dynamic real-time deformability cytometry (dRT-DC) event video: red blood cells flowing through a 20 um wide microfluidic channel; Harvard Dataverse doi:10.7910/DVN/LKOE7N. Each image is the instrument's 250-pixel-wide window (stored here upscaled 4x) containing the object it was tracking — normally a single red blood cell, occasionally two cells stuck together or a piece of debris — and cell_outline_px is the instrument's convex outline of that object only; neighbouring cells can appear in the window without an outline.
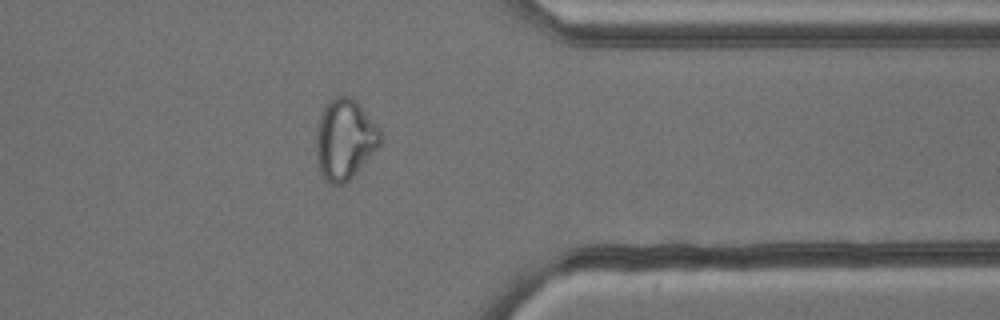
{"species": "common noctule bat (a hibernating species)", "species_latin": "Nyctalus noctula", "temperature_condition": "cold", "stored_images_in_passage": 39, "camera_frame_rate_fps": 3000, "um_per_image_px": 0.085, "animal": {"sex": "male", "body_mass_g": 13.3}, "frame": {"image": 1, "passage_image": 28, "time_ms": 9.0, "image_size_px": [1000, 320], "cell_outline_px": [[384, 136], [380, 144], [352, 176], [344, 184], [328, 184], [324, 180], [320, 172], [316, 160], [316, 132], [320, 116], [324, 104], [328, 100], [336, 96], [352, 96], [360, 104]], "centroid_in_image_um": [29.27, 11.82], "position_along_channel_um": 382.1, "area_um2": 30.17}, "authors_computed_cell_mechanics": {"area_um2": 28.7266, "velocity_mm_per_s": 3.7965, "shape_relaxation_time_tau1_ms": null, "shape_relaxation_time_tau2_ms": 1.6318, "deformation_change_tau1": null, "deformation_change_tau2": 0.0903}}